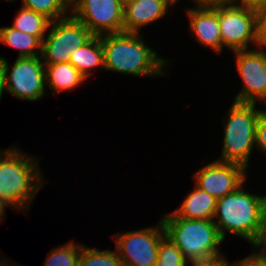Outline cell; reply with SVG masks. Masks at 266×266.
<instances>
[{
    "mask_svg": "<svg viewBox=\"0 0 266 266\" xmlns=\"http://www.w3.org/2000/svg\"><path fill=\"white\" fill-rule=\"evenodd\" d=\"M35 158L13 145L0 150V210L4 214L6 207L28 211L47 183Z\"/></svg>",
    "mask_w": 266,
    "mask_h": 266,
    "instance_id": "obj_1",
    "label": "cell"
},
{
    "mask_svg": "<svg viewBox=\"0 0 266 266\" xmlns=\"http://www.w3.org/2000/svg\"><path fill=\"white\" fill-rule=\"evenodd\" d=\"M243 185L217 199L213 220L216 218L214 223L224 240L229 233L245 239L255 248L264 232L266 195L251 194Z\"/></svg>",
    "mask_w": 266,
    "mask_h": 266,
    "instance_id": "obj_2",
    "label": "cell"
},
{
    "mask_svg": "<svg viewBox=\"0 0 266 266\" xmlns=\"http://www.w3.org/2000/svg\"><path fill=\"white\" fill-rule=\"evenodd\" d=\"M141 36L131 32L101 35L104 71L150 78L165 75L164 66L170 63L147 46Z\"/></svg>",
    "mask_w": 266,
    "mask_h": 266,
    "instance_id": "obj_3",
    "label": "cell"
},
{
    "mask_svg": "<svg viewBox=\"0 0 266 266\" xmlns=\"http://www.w3.org/2000/svg\"><path fill=\"white\" fill-rule=\"evenodd\" d=\"M166 236L188 261H199L223 255L220 244L225 240L213 219H187L174 212L161 216Z\"/></svg>",
    "mask_w": 266,
    "mask_h": 266,
    "instance_id": "obj_4",
    "label": "cell"
},
{
    "mask_svg": "<svg viewBox=\"0 0 266 266\" xmlns=\"http://www.w3.org/2000/svg\"><path fill=\"white\" fill-rule=\"evenodd\" d=\"M256 107L255 103L233 101L224 120L223 149L217 160L237 163L248 170L250 155L256 148L257 121L265 111Z\"/></svg>",
    "mask_w": 266,
    "mask_h": 266,
    "instance_id": "obj_5",
    "label": "cell"
},
{
    "mask_svg": "<svg viewBox=\"0 0 266 266\" xmlns=\"http://www.w3.org/2000/svg\"><path fill=\"white\" fill-rule=\"evenodd\" d=\"M49 32L42 41V60L44 64L66 63L72 54L94 35L71 14L61 20L51 21Z\"/></svg>",
    "mask_w": 266,
    "mask_h": 266,
    "instance_id": "obj_6",
    "label": "cell"
},
{
    "mask_svg": "<svg viewBox=\"0 0 266 266\" xmlns=\"http://www.w3.org/2000/svg\"><path fill=\"white\" fill-rule=\"evenodd\" d=\"M166 236L161 219L156 226L118 232L113 236L123 266H156L160 241Z\"/></svg>",
    "mask_w": 266,
    "mask_h": 266,
    "instance_id": "obj_7",
    "label": "cell"
},
{
    "mask_svg": "<svg viewBox=\"0 0 266 266\" xmlns=\"http://www.w3.org/2000/svg\"><path fill=\"white\" fill-rule=\"evenodd\" d=\"M4 59L6 92L17 99L32 102L46 96V72L41 56L18 57L12 67Z\"/></svg>",
    "mask_w": 266,
    "mask_h": 266,
    "instance_id": "obj_8",
    "label": "cell"
},
{
    "mask_svg": "<svg viewBox=\"0 0 266 266\" xmlns=\"http://www.w3.org/2000/svg\"><path fill=\"white\" fill-rule=\"evenodd\" d=\"M123 11L120 0H75L70 5V14L94 36L123 32Z\"/></svg>",
    "mask_w": 266,
    "mask_h": 266,
    "instance_id": "obj_9",
    "label": "cell"
},
{
    "mask_svg": "<svg viewBox=\"0 0 266 266\" xmlns=\"http://www.w3.org/2000/svg\"><path fill=\"white\" fill-rule=\"evenodd\" d=\"M219 26L222 50L223 47L233 52L250 49L251 43L258 46L255 10L219 2Z\"/></svg>",
    "mask_w": 266,
    "mask_h": 266,
    "instance_id": "obj_10",
    "label": "cell"
},
{
    "mask_svg": "<svg viewBox=\"0 0 266 266\" xmlns=\"http://www.w3.org/2000/svg\"><path fill=\"white\" fill-rule=\"evenodd\" d=\"M233 54L236 55V70L243 83L234 101L266 104V53L261 47H255Z\"/></svg>",
    "mask_w": 266,
    "mask_h": 266,
    "instance_id": "obj_11",
    "label": "cell"
},
{
    "mask_svg": "<svg viewBox=\"0 0 266 266\" xmlns=\"http://www.w3.org/2000/svg\"><path fill=\"white\" fill-rule=\"evenodd\" d=\"M247 169L237 163L214 160L194 173V183L216 199L236 191L244 184Z\"/></svg>",
    "mask_w": 266,
    "mask_h": 266,
    "instance_id": "obj_12",
    "label": "cell"
},
{
    "mask_svg": "<svg viewBox=\"0 0 266 266\" xmlns=\"http://www.w3.org/2000/svg\"><path fill=\"white\" fill-rule=\"evenodd\" d=\"M189 31L196 42L220 53L222 39L219 26V2L196 3L194 8H187Z\"/></svg>",
    "mask_w": 266,
    "mask_h": 266,
    "instance_id": "obj_13",
    "label": "cell"
},
{
    "mask_svg": "<svg viewBox=\"0 0 266 266\" xmlns=\"http://www.w3.org/2000/svg\"><path fill=\"white\" fill-rule=\"evenodd\" d=\"M172 0H135L124 6L123 32L140 33L142 27L164 18Z\"/></svg>",
    "mask_w": 266,
    "mask_h": 266,
    "instance_id": "obj_14",
    "label": "cell"
},
{
    "mask_svg": "<svg viewBox=\"0 0 266 266\" xmlns=\"http://www.w3.org/2000/svg\"><path fill=\"white\" fill-rule=\"evenodd\" d=\"M194 186L195 188L186 196L181 206L173 212L181 218L213 219L217 199L196 185Z\"/></svg>",
    "mask_w": 266,
    "mask_h": 266,
    "instance_id": "obj_15",
    "label": "cell"
},
{
    "mask_svg": "<svg viewBox=\"0 0 266 266\" xmlns=\"http://www.w3.org/2000/svg\"><path fill=\"white\" fill-rule=\"evenodd\" d=\"M46 85L54 93L62 91H73L86 78L69 62L57 64H45Z\"/></svg>",
    "mask_w": 266,
    "mask_h": 266,
    "instance_id": "obj_16",
    "label": "cell"
},
{
    "mask_svg": "<svg viewBox=\"0 0 266 266\" xmlns=\"http://www.w3.org/2000/svg\"><path fill=\"white\" fill-rule=\"evenodd\" d=\"M71 63L86 79L96 67L104 69V51L100 36H93L71 56Z\"/></svg>",
    "mask_w": 266,
    "mask_h": 266,
    "instance_id": "obj_17",
    "label": "cell"
},
{
    "mask_svg": "<svg viewBox=\"0 0 266 266\" xmlns=\"http://www.w3.org/2000/svg\"><path fill=\"white\" fill-rule=\"evenodd\" d=\"M0 42L19 50V58L38 57L42 54V41L34 35L21 32L12 26L0 28Z\"/></svg>",
    "mask_w": 266,
    "mask_h": 266,
    "instance_id": "obj_18",
    "label": "cell"
},
{
    "mask_svg": "<svg viewBox=\"0 0 266 266\" xmlns=\"http://www.w3.org/2000/svg\"><path fill=\"white\" fill-rule=\"evenodd\" d=\"M51 20L45 15L35 12L33 10L21 7L14 18L12 27L15 29L37 36L43 41L46 32L49 30Z\"/></svg>",
    "mask_w": 266,
    "mask_h": 266,
    "instance_id": "obj_19",
    "label": "cell"
},
{
    "mask_svg": "<svg viewBox=\"0 0 266 266\" xmlns=\"http://www.w3.org/2000/svg\"><path fill=\"white\" fill-rule=\"evenodd\" d=\"M22 7L41 13L51 21L61 20L70 15V5L66 0H22Z\"/></svg>",
    "mask_w": 266,
    "mask_h": 266,
    "instance_id": "obj_20",
    "label": "cell"
},
{
    "mask_svg": "<svg viewBox=\"0 0 266 266\" xmlns=\"http://www.w3.org/2000/svg\"><path fill=\"white\" fill-rule=\"evenodd\" d=\"M77 266H123V263L116 250H98L83 244Z\"/></svg>",
    "mask_w": 266,
    "mask_h": 266,
    "instance_id": "obj_21",
    "label": "cell"
},
{
    "mask_svg": "<svg viewBox=\"0 0 266 266\" xmlns=\"http://www.w3.org/2000/svg\"><path fill=\"white\" fill-rule=\"evenodd\" d=\"M82 245L81 243L76 244L72 240L68 244L53 248L47 253L44 266H77Z\"/></svg>",
    "mask_w": 266,
    "mask_h": 266,
    "instance_id": "obj_22",
    "label": "cell"
},
{
    "mask_svg": "<svg viewBox=\"0 0 266 266\" xmlns=\"http://www.w3.org/2000/svg\"><path fill=\"white\" fill-rule=\"evenodd\" d=\"M187 263L180 249L165 236L160 241L156 266H187Z\"/></svg>",
    "mask_w": 266,
    "mask_h": 266,
    "instance_id": "obj_23",
    "label": "cell"
},
{
    "mask_svg": "<svg viewBox=\"0 0 266 266\" xmlns=\"http://www.w3.org/2000/svg\"><path fill=\"white\" fill-rule=\"evenodd\" d=\"M256 29L258 47L266 43V5L256 10Z\"/></svg>",
    "mask_w": 266,
    "mask_h": 266,
    "instance_id": "obj_24",
    "label": "cell"
},
{
    "mask_svg": "<svg viewBox=\"0 0 266 266\" xmlns=\"http://www.w3.org/2000/svg\"><path fill=\"white\" fill-rule=\"evenodd\" d=\"M256 149L266 153V110L259 116L256 125Z\"/></svg>",
    "mask_w": 266,
    "mask_h": 266,
    "instance_id": "obj_25",
    "label": "cell"
},
{
    "mask_svg": "<svg viewBox=\"0 0 266 266\" xmlns=\"http://www.w3.org/2000/svg\"><path fill=\"white\" fill-rule=\"evenodd\" d=\"M252 254L246 256L242 260H238L230 264V266H266V256L255 247Z\"/></svg>",
    "mask_w": 266,
    "mask_h": 266,
    "instance_id": "obj_26",
    "label": "cell"
},
{
    "mask_svg": "<svg viewBox=\"0 0 266 266\" xmlns=\"http://www.w3.org/2000/svg\"><path fill=\"white\" fill-rule=\"evenodd\" d=\"M187 266H230V263L224 254L214 258L188 262Z\"/></svg>",
    "mask_w": 266,
    "mask_h": 266,
    "instance_id": "obj_27",
    "label": "cell"
},
{
    "mask_svg": "<svg viewBox=\"0 0 266 266\" xmlns=\"http://www.w3.org/2000/svg\"><path fill=\"white\" fill-rule=\"evenodd\" d=\"M227 2L237 7L249 8L255 11L266 5V0H228Z\"/></svg>",
    "mask_w": 266,
    "mask_h": 266,
    "instance_id": "obj_28",
    "label": "cell"
},
{
    "mask_svg": "<svg viewBox=\"0 0 266 266\" xmlns=\"http://www.w3.org/2000/svg\"><path fill=\"white\" fill-rule=\"evenodd\" d=\"M4 91H6L5 59L4 57L0 55V100H1V97L3 96Z\"/></svg>",
    "mask_w": 266,
    "mask_h": 266,
    "instance_id": "obj_29",
    "label": "cell"
},
{
    "mask_svg": "<svg viewBox=\"0 0 266 266\" xmlns=\"http://www.w3.org/2000/svg\"><path fill=\"white\" fill-rule=\"evenodd\" d=\"M257 249L260 248V252L266 256V219H265V225H264V232L263 236L259 242V244L256 246Z\"/></svg>",
    "mask_w": 266,
    "mask_h": 266,
    "instance_id": "obj_30",
    "label": "cell"
},
{
    "mask_svg": "<svg viewBox=\"0 0 266 266\" xmlns=\"http://www.w3.org/2000/svg\"><path fill=\"white\" fill-rule=\"evenodd\" d=\"M228 0H196V3H217V2H227Z\"/></svg>",
    "mask_w": 266,
    "mask_h": 266,
    "instance_id": "obj_31",
    "label": "cell"
},
{
    "mask_svg": "<svg viewBox=\"0 0 266 266\" xmlns=\"http://www.w3.org/2000/svg\"><path fill=\"white\" fill-rule=\"evenodd\" d=\"M133 1H135V0H120L121 4H122L123 6H125V5H127L128 3L133 2Z\"/></svg>",
    "mask_w": 266,
    "mask_h": 266,
    "instance_id": "obj_32",
    "label": "cell"
},
{
    "mask_svg": "<svg viewBox=\"0 0 266 266\" xmlns=\"http://www.w3.org/2000/svg\"><path fill=\"white\" fill-rule=\"evenodd\" d=\"M4 215H5V214L0 210V222L3 220Z\"/></svg>",
    "mask_w": 266,
    "mask_h": 266,
    "instance_id": "obj_33",
    "label": "cell"
},
{
    "mask_svg": "<svg viewBox=\"0 0 266 266\" xmlns=\"http://www.w3.org/2000/svg\"><path fill=\"white\" fill-rule=\"evenodd\" d=\"M69 5H71L75 0H66Z\"/></svg>",
    "mask_w": 266,
    "mask_h": 266,
    "instance_id": "obj_34",
    "label": "cell"
},
{
    "mask_svg": "<svg viewBox=\"0 0 266 266\" xmlns=\"http://www.w3.org/2000/svg\"><path fill=\"white\" fill-rule=\"evenodd\" d=\"M263 50H264V52L266 53V43L261 47Z\"/></svg>",
    "mask_w": 266,
    "mask_h": 266,
    "instance_id": "obj_35",
    "label": "cell"
},
{
    "mask_svg": "<svg viewBox=\"0 0 266 266\" xmlns=\"http://www.w3.org/2000/svg\"><path fill=\"white\" fill-rule=\"evenodd\" d=\"M175 4L178 2V0H172ZM193 1V3H195L196 4V0H192Z\"/></svg>",
    "mask_w": 266,
    "mask_h": 266,
    "instance_id": "obj_36",
    "label": "cell"
}]
</instances>
